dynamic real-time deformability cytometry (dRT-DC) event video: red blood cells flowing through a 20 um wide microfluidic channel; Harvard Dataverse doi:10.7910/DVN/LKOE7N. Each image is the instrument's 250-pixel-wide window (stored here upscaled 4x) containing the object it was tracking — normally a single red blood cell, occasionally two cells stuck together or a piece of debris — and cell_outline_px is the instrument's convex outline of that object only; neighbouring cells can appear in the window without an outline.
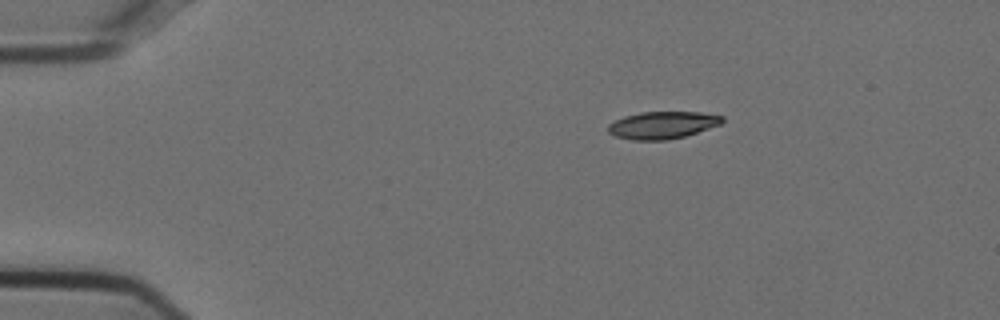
{"species": "Egyptian fruit bat (a non-hibernating species)", "species_latin": "Rousettus aegyptiacus", "temperature_condition": "cold", "stored_images_in_passage": 19, "camera_frame_rate_fps": 3000, "um_per_image_px": 0.085, "animal": {"sex": "female"}, "frame": {"image": 1, "passage_image": 1, "time_ms": 0.0, "image_size_px": [1000, 320], "cell_outline_px": [[724, 120], [720, 124], [684, 136], [668, 140], [632, 140], [616, 136], [608, 132], [608, 124], [624, 116], [640, 112], [700, 112], [724, 116]], "centroid_in_image_um": [56.29, 10.63], "position_along_channel_um": 28.7, "area_um2": 18.03}}
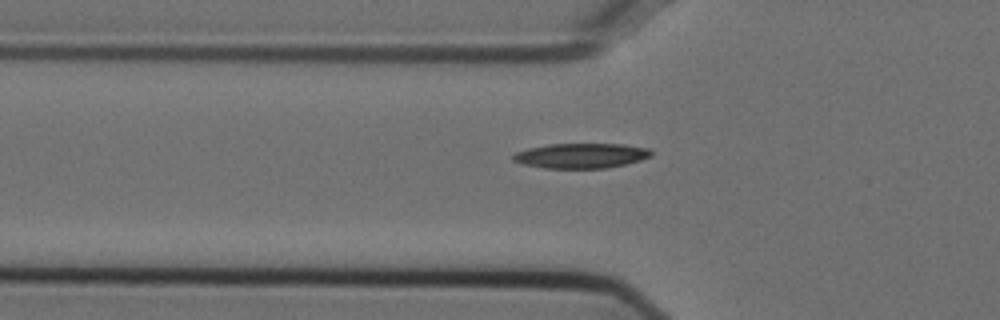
{"frame": {"image": 2, "passage_image": 10, "time_ms": 3.0, "image_size_px": [1000, 320], "cell_outline_px": [[652, 156], [640, 160], [624, 164], [604, 168], [544, 168], [524, 164], [512, 160], [512, 156], [516, 152], [528, 148], [548, 144], [624, 144], [648, 148], [652, 152]], "centroid_in_image_um": [49.39, 13.23], "position_along_channel_um": 76.4, "area_um2": 20.0}}
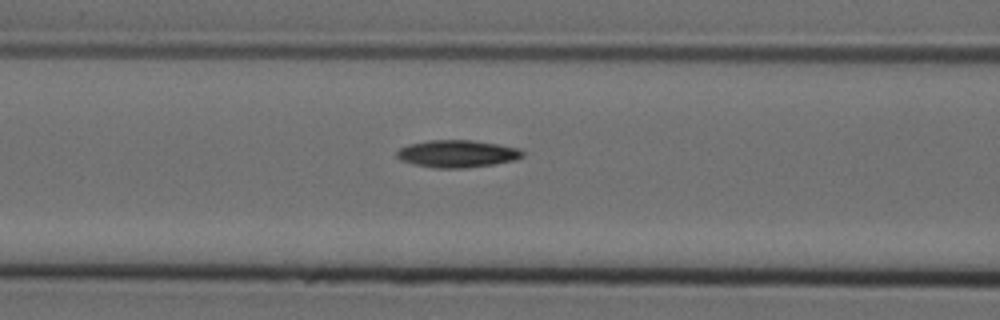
{"frame": {"image": 3, "passage_image": 14, "time_ms": 4.333, "image_size_px": [1000, 320], "cell_outline_px": [[524, 156], [516, 160], [468, 168], [432, 168], [412, 164], [400, 160], [396, 156], [396, 152], [400, 148], [408, 144], [428, 140], [472, 140], [520, 148], [524, 152]], "centroid_in_image_um": [38.85, 13.07], "position_along_channel_um": 127.8, "area_um2": 20.23}}